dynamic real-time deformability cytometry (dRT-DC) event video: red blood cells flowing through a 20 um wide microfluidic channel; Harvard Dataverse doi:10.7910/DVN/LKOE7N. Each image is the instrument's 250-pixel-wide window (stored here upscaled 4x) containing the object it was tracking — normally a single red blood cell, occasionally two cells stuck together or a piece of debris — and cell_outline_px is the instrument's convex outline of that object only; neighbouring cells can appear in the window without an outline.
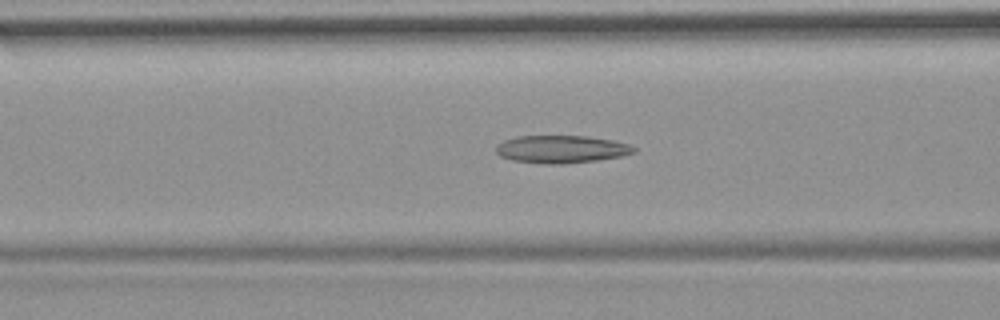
{"species": "common noctule bat (a hibernating species)", "species_latin": "Nyctalus noctula", "temperature_condition": "room temperature", "stored_images_in_passage": 54, "camera_frame_rate_fps": 3000, "um_per_image_px": 0.085, "animal": {"sex": "female", "body_mass_g": 19.9}, "frame": {"image": 1, "passage_image": 21, "time_ms": 6.667, "image_size_px": [1000, 320], "cell_outline_px": [[636, 152], [620, 156], [596, 160], [564, 164], [544, 164], [512, 160], [500, 156], [496, 152], [496, 144], [504, 140], [516, 136], [588, 136], [612, 140], [628, 144], [636, 148]], "centroid_in_image_um": [47.68, 12.68], "position_along_channel_um": 118.9, "area_um2": 22.25}}
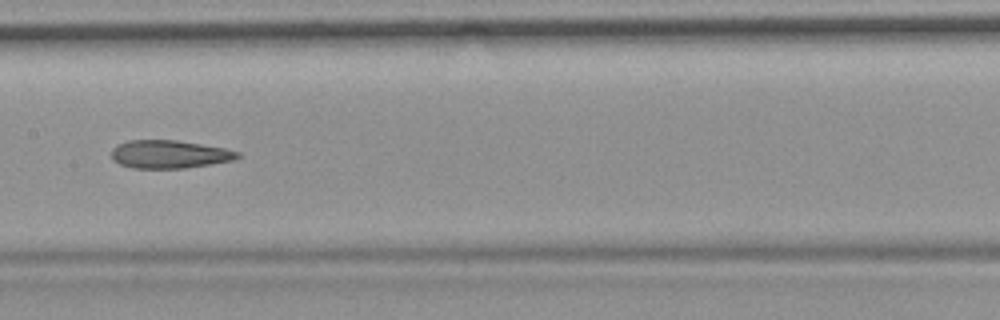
{"frame": {"image": 2, "passage_image": 27, "time_ms": 8.667, "image_size_px": [1000, 320], "cell_outline_px": [[240, 156], [232, 160], [184, 168], [132, 168], [120, 164], [112, 160], [112, 148], [116, 144], [128, 140], [176, 140], [224, 148], [240, 152]], "centroid_in_image_um": [14.34, 13.1], "position_along_channel_um": 193.1, "area_um2": 20.52}}
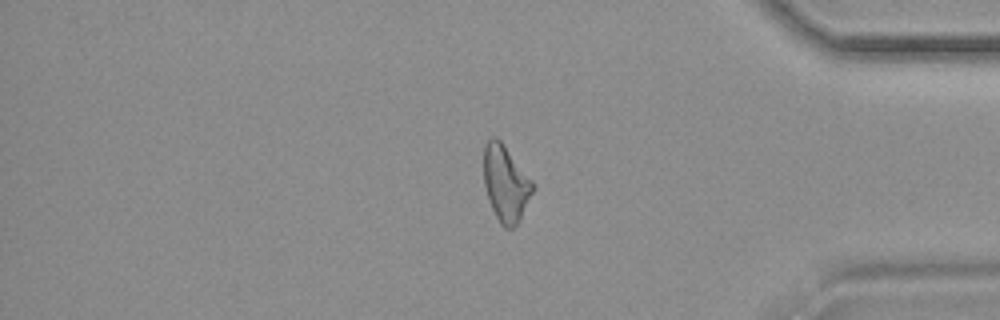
{"frame": {"image": 3, "passage_image": 45, "time_ms": 14.667, "image_size_px": [1000, 320], "cell_outline_px": [[536, 188], [520, 220], [512, 228], [504, 228], [500, 224], [492, 208], [484, 184], [484, 144], [492, 136], [496, 136], [500, 140], [536, 184]], "centroid_in_image_um": [43.01, 15.59], "position_along_channel_um": 392.2, "area_um2": 21.91}, "authors_computed_cell_mechanics": {"area_um2": 22.0796, "velocity_mm_per_s": 3.7037, "shape_relaxation_time_tau1_ms": null, "shape_relaxation_time_tau2_ms": 2.71, "deformation_change_tau1": null, "deformation_change_tau2": 0.119}}